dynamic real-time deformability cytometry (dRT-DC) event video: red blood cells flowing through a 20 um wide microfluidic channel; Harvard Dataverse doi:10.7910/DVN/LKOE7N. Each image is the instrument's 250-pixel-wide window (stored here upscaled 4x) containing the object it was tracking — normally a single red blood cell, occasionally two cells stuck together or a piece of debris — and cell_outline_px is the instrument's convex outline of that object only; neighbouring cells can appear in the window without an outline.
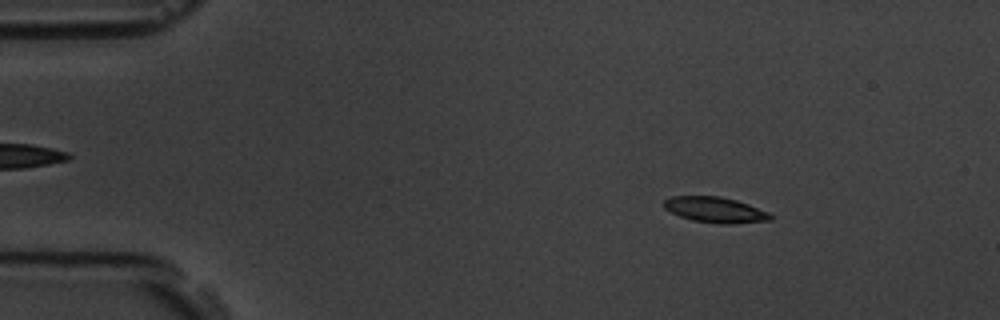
{"species": "common noctule bat (a hibernating species)", "species_latin": "Nyctalus noctula", "temperature_condition": "room temperature", "stored_images_in_passage": 14, "camera_frame_rate_fps": 3000, "um_per_image_px": 0.085, "animal": {"sex": "male", "body_mass_g": 19.5, "forearm_length_mm": 54.6}, "frame": {"image": 1, "passage_image": 2, "time_ms": 0.333, "image_size_px": [1000, 320], "cell_outline_px": [[772, 220], [732, 224], [720, 224], [692, 220], [680, 216], [664, 208], [660, 204], [664, 200], [672, 196], [720, 196], [736, 200], [748, 204], [768, 212], [772, 216]], "centroid_in_image_um": [60.77, 17.83], "position_along_channel_um": 24.2, "area_um2": 15.95}}
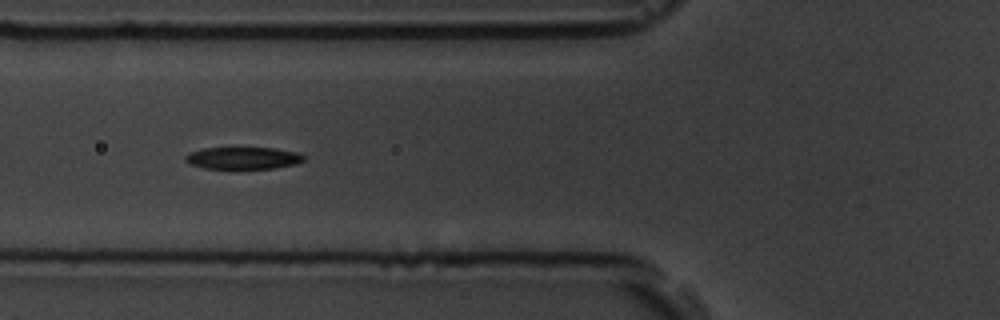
{"frame": {"image": 2, "passage_image": 5, "time_ms": 1.333, "image_size_px": [1000, 320], "cell_outline_px": [[304, 160], [296, 164], [272, 168], [236, 172], [228, 172], [204, 168], [188, 164], [184, 160], [184, 156], [188, 152], [204, 148], [272, 148], [296, 152], [304, 156]], "centroid_in_image_um": [20.56, 13.5], "position_along_channel_um": 105.2, "area_um2": 16.24}}
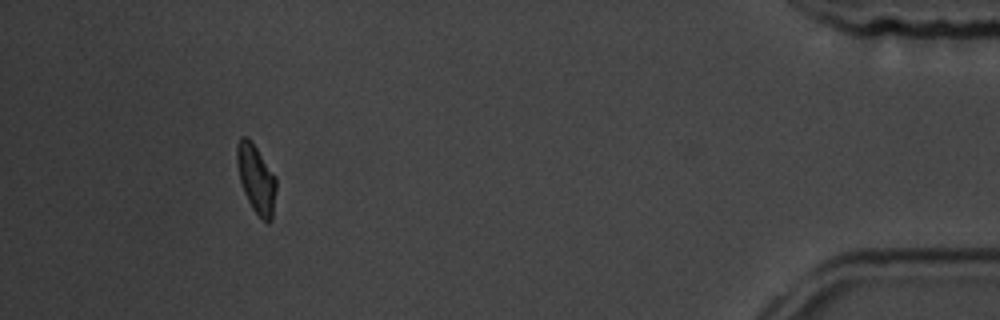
{"frame": {"image": 3, "passage_image": 13, "time_ms": 4.0, "image_size_px": [1000, 320], "cell_outline_px": [[276, 188], [272, 220], [268, 224], [252, 208], [244, 192], [240, 180], [236, 164], [236, 148], [240, 136], [248, 136], [252, 140], [276, 176]], "centroid_in_image_um": [21.77, 15.15], "position_along_channel_um": 413.4, "area_um2": 15.84}}